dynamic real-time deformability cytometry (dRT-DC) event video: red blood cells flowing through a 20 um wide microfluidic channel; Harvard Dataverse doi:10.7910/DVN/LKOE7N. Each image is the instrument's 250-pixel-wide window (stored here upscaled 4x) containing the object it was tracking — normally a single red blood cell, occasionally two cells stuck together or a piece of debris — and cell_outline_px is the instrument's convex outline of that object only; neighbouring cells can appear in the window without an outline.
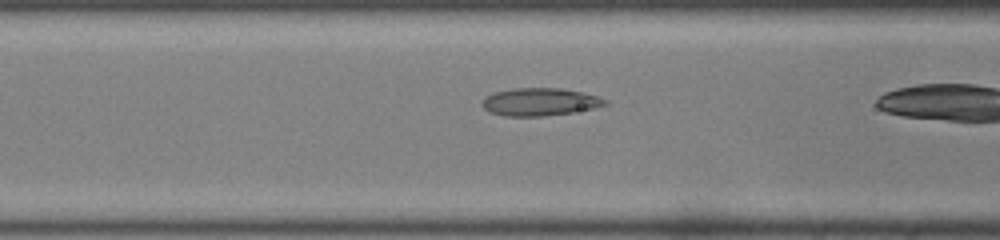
{"species": "common noctule bat (a hibernating species)", "species_latin": "Nyctalus noctula", "temperature_condition": "room temperature", "stored_images_in_passage": 27, "camera_frame_rate_fps": 3000, "um_per_image_px": 0.085, "animal": {"sex": "male", "body_mass_g": 19.0, "forearm_length_mm": 50.8}, "frame": {"image": 1, "passage_image": 8, "time_ms": 2.333, "image_size_px": [1000, 240], "cell_outline_px": [[608, 104], [592, 108], [572, 112], [544, 116], [504, 116], [488, 112], [484, 108], [484, 100], [488, 96], [496, 92], [512, 88], [560, 88], [580, 92], [596, 96], [608, 100]], "centroid_in_image_um": [45.89, 8.66], "position_along_channel_um": 120.7, "area_um2": 19.54}}
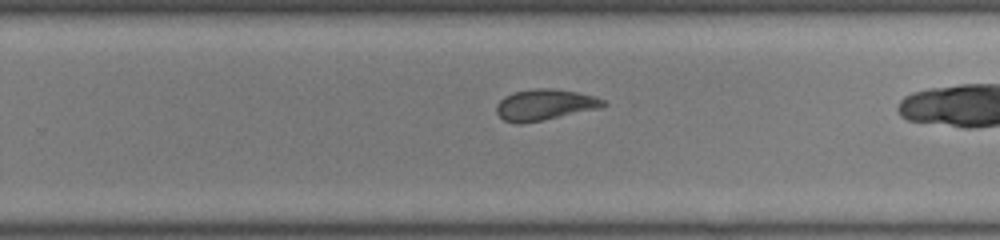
{"frame": {"image": 2, "passage_image": 20, "time_ms": 6.333, "image_size_px": [1000, 240], "cell_outline_px": [[608, 104], [600, 108], [520, 124], [516, 124], [504, 120], [496, 112], [496, 104], [504, 96], [512, 92], [532, 88], [556, 88], [596, 96], [604, 100]], "centroid_in_image_um": [46.28, 8.88], "position_along_channel_um": 283.5, "area_um2": 19.36}}
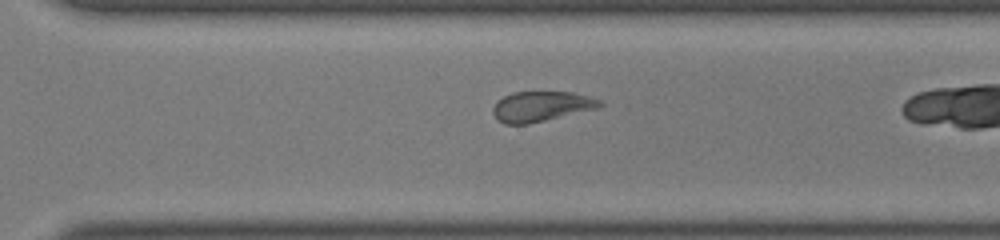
{"frame": {"image": 3, "passage_image": 23, "time_ms": 7.333, "image_size_px": [1000, 240], "cell_outline_px": [[604, 104], [600, 108], [528, 124], [504, 124], [492, 112], [492, 108], [504, 96], [512, 92], [572, 92], [588, 96], [600, 100]], "centroid_in_image_um": [46.05, 9.04], "position_along_channel_um": 324.5, "area_um2": 18.67}}